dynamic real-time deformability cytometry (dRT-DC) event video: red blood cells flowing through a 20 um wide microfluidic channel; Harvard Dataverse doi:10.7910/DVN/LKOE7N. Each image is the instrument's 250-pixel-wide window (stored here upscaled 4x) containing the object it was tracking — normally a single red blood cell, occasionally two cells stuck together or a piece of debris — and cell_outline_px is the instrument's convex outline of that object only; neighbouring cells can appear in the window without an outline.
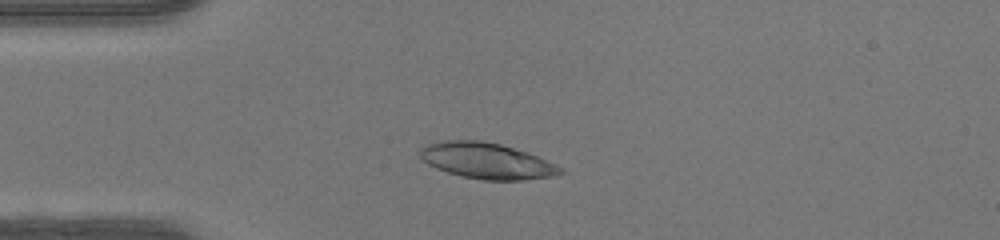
{"species": "human", "species_latin": "Homo sapiens", "temperature_condition": "warm", "stored_images_in_passage": 46, "camera_frame_rate_fps": 3000, "um_per_image_px": 0.085, "donor": {"sex": "female"}, "frame": {"image": 1, "passage_image": 10, "time_ms": 3.0, "image_size_px": [1000, 240], "cell_outline_px": [[564, 172], [552, 176], [524, 180], [484, 180], [460, 176], [436, 168], [420, 160], [416, 152], [420, 148], [428, 144], [444, 140], [480, 140], [500, 144], [528, 152], [556, 164], [564, 168]], "centroid_in_image_um": [41.34, 13.66], "position_along_channel_um": 43.7, "area_um2": 29.65}}
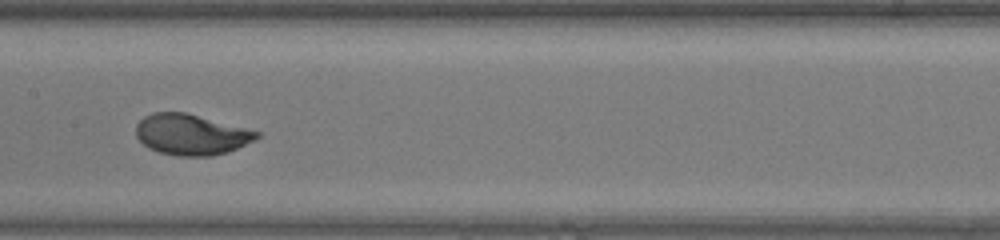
{"frame": {"image": 2, "passage_image": 22, "time_ms": 7.0, "image_size_px": [1000, 240], "cell_outline_px": [[260, 136], [256, 140], [228, 152], [212, 156], [176, 156], [160, 152], [148, 148], [136, 136], [136, 124], [144, 116], [152, 112], [184, 112], [260, 132]], "centroid_in_image_um": [16.24, 11.44], "position_along_channel_um": 191.2, "area_um2": 28.61}}
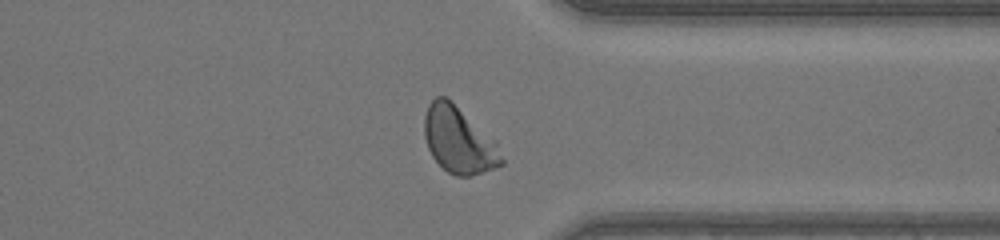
{"frame": {"image": 3, "passage_image": 35, "time_ms": 11.333, "image_size_px": [1000, 240], "cell_outline_px": [[504, 164], [496, 168], [468, 176], [456, 176], [448, 172], [432, 156], [428, 148], [424, 136], [424, 116], [428, 104], [436, 96], [444, 96], [496, 140], [504, 160]], "centroid_in_image_um": [39.0, 11.93], "position_along_channel_um": 372.4, "area_um2": 29.65}, "authors_computed_cell_mechanics": {"area_um2": 28.9867, "velocity_mm_per_s": 4.2476, "shape_relaxation_time_tau1_ms": 2.638, "shape_relaxation_time_tau2_ms": null, "deformation_change_tau1": 0.1827, "deformation_change_tau2": null}}